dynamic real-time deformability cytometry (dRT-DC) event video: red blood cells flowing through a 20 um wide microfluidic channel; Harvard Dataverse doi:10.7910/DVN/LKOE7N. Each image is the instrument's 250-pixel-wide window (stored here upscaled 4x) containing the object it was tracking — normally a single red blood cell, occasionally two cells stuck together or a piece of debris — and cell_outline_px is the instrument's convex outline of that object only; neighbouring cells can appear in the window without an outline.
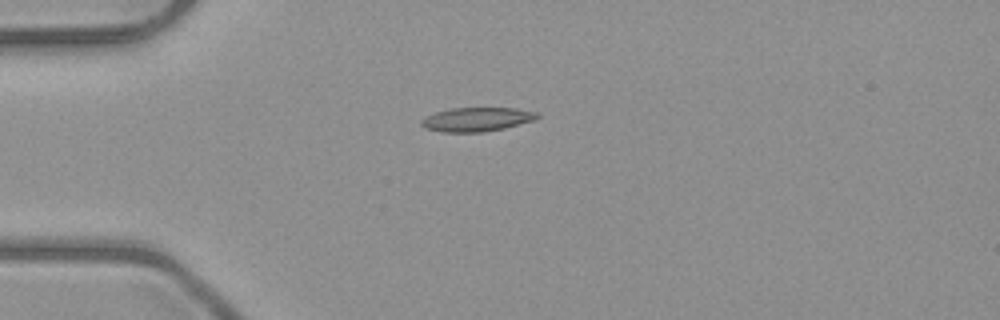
{"species": "common noctule bat (a hibernating species)", "species_latin": "Nyctalus noctula", "temperature_condition": "room temperature", "stored_images_in_passage": 39, "camera_frame_rate_fps": 3000, "um_per_image_px": 0.085, "animal": {"sex": "male", "body_mass_g": 23.1, "forearm_length_mm": 52.7}, "frame": {"image": 1, "passage_image": 1, "time_ms": 0.0, "image_size_px": [1000, 320], "cell_outline_px": [[540, 116], [536, 120], [504, 128], [480, 132], [440, 132], [424, 128], [420, 124], [420, 120], [436, 112], [452, 108], [516, 108], [540, 112]], "centroid_in_image_um": [40.56, 10.14], "position_along_channel_um": 44.4, "area_um2": 16.3}}
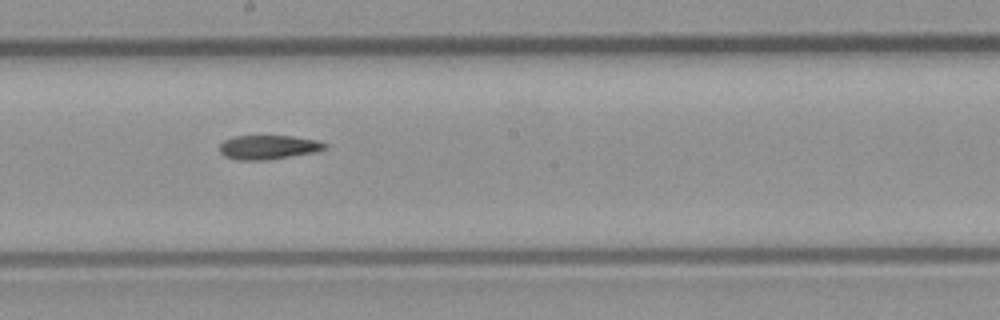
{"frame": {"image": 2, "passage_image": 16, "time_ms": 5.0, "image_size_px": [1000, 320], "cell_outline_px": [[328, 148], [316, 152], [268, 160], [236, 160], [224, 156], [220, 152], [220, 144], [224, 140], [236, 136], [292, 136], [320, 140], [328, 144]], "centroid_in_image_um": [22.86, 12.51], "position_along_channel_um": 225.3, "area_um2": 15.03}}
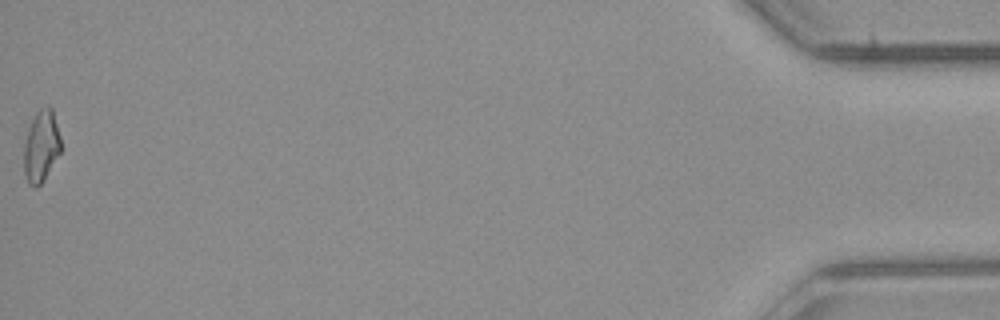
{"frame": {"image": 3, "passage_image": 39, "time_ms": 12.667, "image_size_px": [1000, 320], "cell_outline_px": [[60, 152], [44, 180], [36, 188], [28, 184], [24, 172], [24, 144], [28, 128], [36, 112], [40, 108], [52, 108], [60, 136]], "centroid_in_image_um": [3.49, 12.46], "position_along_channel_um": 431.7, "area_um2": 15.26}}